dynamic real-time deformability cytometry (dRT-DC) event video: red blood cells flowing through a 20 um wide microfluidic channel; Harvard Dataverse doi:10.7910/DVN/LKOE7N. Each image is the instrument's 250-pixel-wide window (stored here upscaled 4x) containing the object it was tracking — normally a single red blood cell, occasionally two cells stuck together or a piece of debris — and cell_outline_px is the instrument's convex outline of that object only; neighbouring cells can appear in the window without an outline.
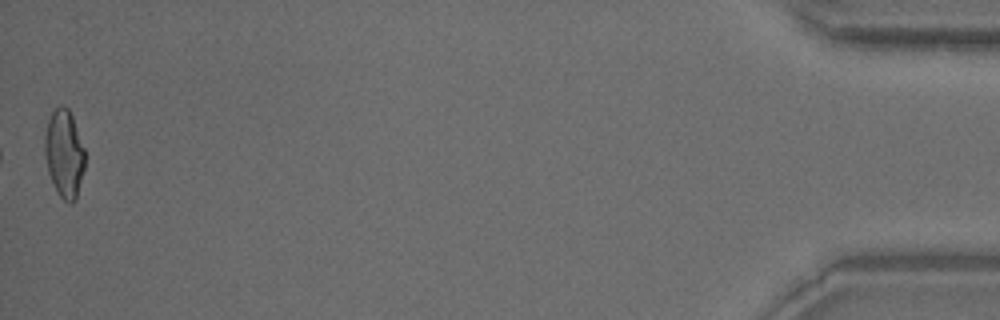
{"species": "common noctule bat (a hibernating species)", "species_latin": "Nyctalus noctula", "temperature_condition": "warm", "stored_images_in_passage": 47, "camera_frame_rate_fps": 3000, "um_per_image_px": 0.085, "animal": {"sex": "male", "body_mass_g": 18.8}, "frame": {"image": 1, "passage_image": 47, "time_ms": 15.333, "image_size_px": [1000, 320], "cell_outline_px": [[84, 168], [76, 200], [72, 204], [68, 204], [60, 196], [48, 172], [44, 156], [44, 136], [48, 120], [52, 112], [60, 104], [68, 108], [72, 116], [84, 148]], "centroid_in_image_um": [5.45, 13.06], "position_along_channel_um": 429.8, "area_um2": 20.52}}